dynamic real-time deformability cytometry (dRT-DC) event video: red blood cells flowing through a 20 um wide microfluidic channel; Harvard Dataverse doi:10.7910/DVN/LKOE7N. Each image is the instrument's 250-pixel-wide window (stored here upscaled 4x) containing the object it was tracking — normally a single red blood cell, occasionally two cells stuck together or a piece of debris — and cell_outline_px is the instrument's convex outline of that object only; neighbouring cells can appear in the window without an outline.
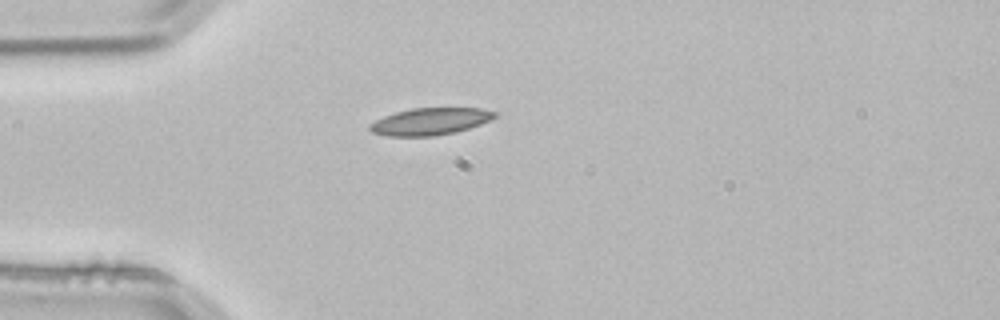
{"species": "common noctule bat (a hibernating species)", "species_latin": "Nyctalus noctula", "temperature_condition": "room temperature", "stored_images_in_passage": 4, "camera_frame_rate_fps": 3000, "um_per_image_px": 0.085, "animal": {"sex": "male", "body_mass_g": 21.5, "forearm_length_mm": 52.0}, "frame": {"image": 1, "passage_image": 4, "time_ms": 1.0, "image_size_px": [1000, 320], "cell_outline_px": [[500, 112], [496, 116], [480, 124], [456, 132], [432, 136], [388, 136], [372, 132], [368, 128], [368, 124], [384, 116], [396, 112], [412, 108], [480, 108]], "centroid_in_image_um": [36.56, 10.32], "position_along_channel_um": 48.4, "area_um2": 19.65}}